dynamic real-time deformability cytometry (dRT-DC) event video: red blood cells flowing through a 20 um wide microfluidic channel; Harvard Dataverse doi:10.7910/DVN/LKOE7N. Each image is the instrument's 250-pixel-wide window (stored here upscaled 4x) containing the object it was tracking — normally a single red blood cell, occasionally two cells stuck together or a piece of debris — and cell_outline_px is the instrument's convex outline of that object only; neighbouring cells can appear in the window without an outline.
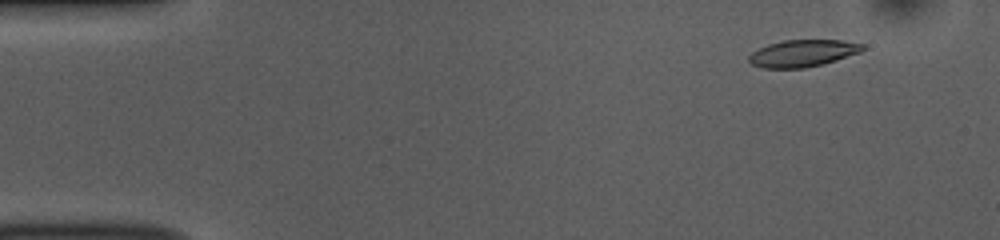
{"species": "common noctule bat (a hibernating species)", "species_latin": "Nyctalus noctula", "temperature_condition": "room temperature", "stored_images_in_passage": 54, "camera_frame_rate_fps": 3000, "um_per_image_px": 0.085, "animal": {"sex": "female", "body_mass_g": 10.0, "forearm_length_mm": 53.1}, "frame": {"image": 1, "passage_image": 5, "time_ms": 1.333, "image_size_px": [1000, 240], "cell_outline_px": [[864, 48], [860, 52], [824, 64], [804, 68], [764, 68], [752, 64], [748, 60], [748, 56], [752, 52], [768, 44], [784, 40], [840, 40], [864, 44]], "centroid_in_image_um": [68.22, 4.53], "position_along_channel_um": 16.8, "area_um2": 17.8}}
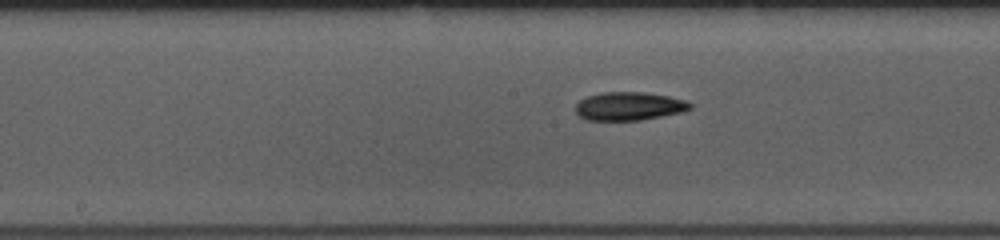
{"frame": {"image": 2, "passage_image": 27, "time_ms": 8.667, "image_size_px": [1000, 240], "cell_outline_px": [[692, 108], [680, 112], [640, 120], [584, 120], [576, 112], [576, 104], [580, 100], [588, 96], [600, 92], [644, 92], [668, 96], [684, 100], [692, 104]], "centroid_in_image_um": [53.44, 9.02], "position_along_channel_um": 194.8, "area_um2": 18.79}}
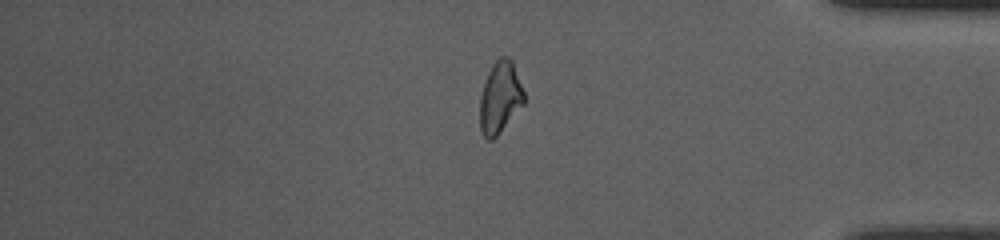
{"frame": {"image": 3, "passage_image": 45, "time_ms": 14.667, "image_size_px": [1000, 240], "cell_outline_px": [[524, 104], [496, 136], [492, 140], [488, 140], [480, 132], [480, 96], [488, 72], [492, 64], [500, 56], [508, 56], [512, 60], [524, 92]], "centroid_in_image_um": [42.5, 8.27], "position_along_channel_um": 392.7, "area_um2": 18.38}, "authors_computed_cell_mechanics": {"area_um2": 18.7561, "velocity_mm_per_s": 3.7192, "shape_relaxation_time_tau1_ms": 3.7007, "shape_relaxation_time_tau2_ms": 5.8648, "deformation_change_tau1": 0.1349, "deformation_change_tau2": 0.1402}}